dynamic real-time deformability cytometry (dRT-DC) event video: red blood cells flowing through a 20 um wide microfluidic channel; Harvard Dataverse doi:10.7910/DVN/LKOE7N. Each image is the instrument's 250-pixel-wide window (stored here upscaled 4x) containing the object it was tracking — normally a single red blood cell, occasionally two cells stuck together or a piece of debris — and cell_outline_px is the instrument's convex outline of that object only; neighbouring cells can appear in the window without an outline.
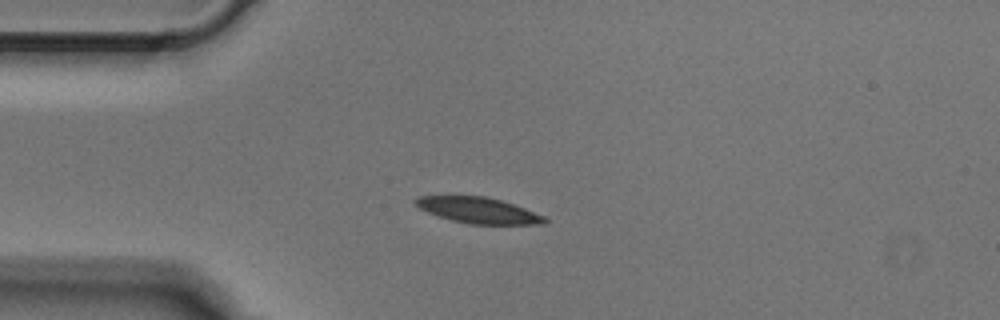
{"species": "Egyptian fruit bat (a non-hibernating species)", "species_latin": "Rousettus aegyptiacus", "temperature_condition": "cold", "stored_images_in_passage": 2, "camera_frame_rate_fps": 3000, "um_per_image_px": 0.085, "animal": {"sex": "male"}, "frame": {"image": 1, "passage_image": 2, "time_ms": 0.333, "image_size_px": [1000, 320], "cell_outline_px": [[548, 220], [544, 224], [468, 224], [452, 220], [428, 212], [420, 208], [412, 200], [420, 196], [484, 196], [500, 200], [524, 208], [544, 216]], "centroid_in_image_um": [40.66, 17.88], "position_along_channel_um": 44.3, "area_um2": 19.19}}